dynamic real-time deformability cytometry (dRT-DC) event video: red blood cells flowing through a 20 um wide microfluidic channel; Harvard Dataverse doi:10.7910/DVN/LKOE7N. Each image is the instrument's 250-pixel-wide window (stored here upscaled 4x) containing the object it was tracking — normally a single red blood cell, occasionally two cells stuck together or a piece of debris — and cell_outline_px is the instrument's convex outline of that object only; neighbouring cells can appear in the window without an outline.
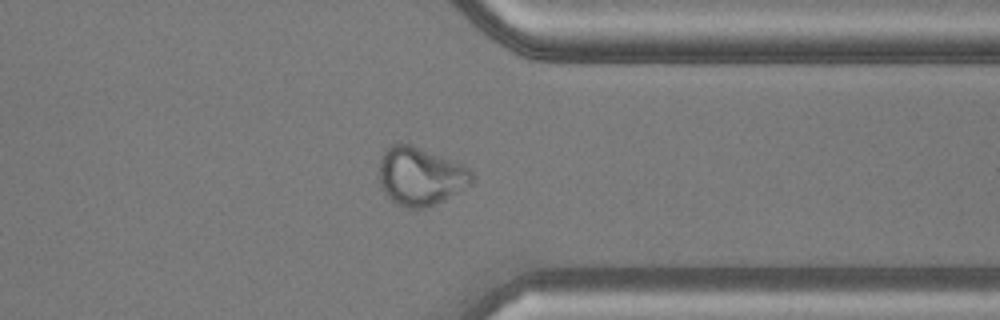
{"species": "common noctule bat (a hibernating species)", "species_latin": "Nyctalus noctula", "temperature_condition": "warm", "stored_images_in_passage": 41, "camera_frame_rate_fps": 3000, "um_per_image_px": 0.085, "animal": {"sex": "male", "body_mass_g": 20.5, "forearm_length_mm": 52.5}, "frame": {"image": 1, "passage_image": 31, "time_ms": 10.0, "image_size_px": [1000, 320], "cell_outline_px": [[472, 184], [444, 200], [424, 208], [408, 208], [396, 204], [384, 192], [380, 184], [380, 156], [384, 148], [392, 144], [412, 144], [460, 164], [468, 168], [472, 172]], "centroid_in_image_um": [35.71, 14.97], "position_along_channel_um": 375.7, "area_um2": 31.27}}
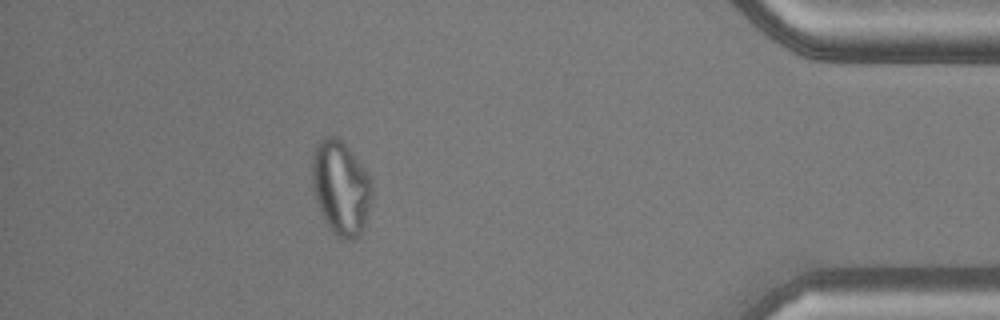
{"frame": {"image": 2, "passage_image": 36, "time_ms": 11.667, "image_size_px": [1000, 320], "cell_outline_px": [[372, 204], [364, 224], [360, 232], [352, 240], [344, 240], [336, 236], [332, 232], [320, 212], [312, 188], [312, 152], [316, 144], [324, 136], [336, 136], [344, 144], [364, 168], [372, 180]], "centroid_in_image_um": [28.96, 15.96], "position_along_channel_um": 406.2, "area_um2": 32.95}}